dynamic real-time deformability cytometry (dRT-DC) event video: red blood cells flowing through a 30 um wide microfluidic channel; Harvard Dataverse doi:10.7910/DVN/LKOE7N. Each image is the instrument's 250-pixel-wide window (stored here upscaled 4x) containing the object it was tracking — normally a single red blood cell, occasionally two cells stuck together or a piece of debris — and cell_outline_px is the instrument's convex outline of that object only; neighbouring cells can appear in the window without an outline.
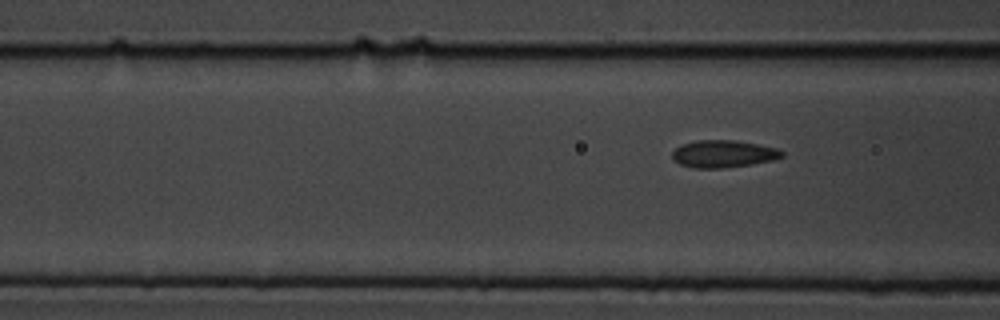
{"species": "common noctule bat (a hibernating species)", "species_latin": "Nyctalus noctula", "temperature_condition": "cold", "stored_images_in_passage": 5, "segment_of_instrument_passage": [2, 2], "camera_frame_rate_fps": 3000, "um_per_image_px": 0.085, "animal": {"sex": "male", "body_mass_g": 19.5, "forearm_length_mm": 54.6}, "frame": {"image": 1, "passage_image": 5, "time_ms": 1.333, "image_size_px": [1000, 320], "cell_outline_px": [[784, 156], [772, 160], [752, 164], [724, 168], [692, 168], [680, 164], [672, 160], [672, 152], [680, 144], [696, 140], [736, 140], [776, 148], [784, 152]], "centroid_in_image_um": [61.44, 13.08], "position_along_channel_um": 105.2, "area_um2": 17.57}}